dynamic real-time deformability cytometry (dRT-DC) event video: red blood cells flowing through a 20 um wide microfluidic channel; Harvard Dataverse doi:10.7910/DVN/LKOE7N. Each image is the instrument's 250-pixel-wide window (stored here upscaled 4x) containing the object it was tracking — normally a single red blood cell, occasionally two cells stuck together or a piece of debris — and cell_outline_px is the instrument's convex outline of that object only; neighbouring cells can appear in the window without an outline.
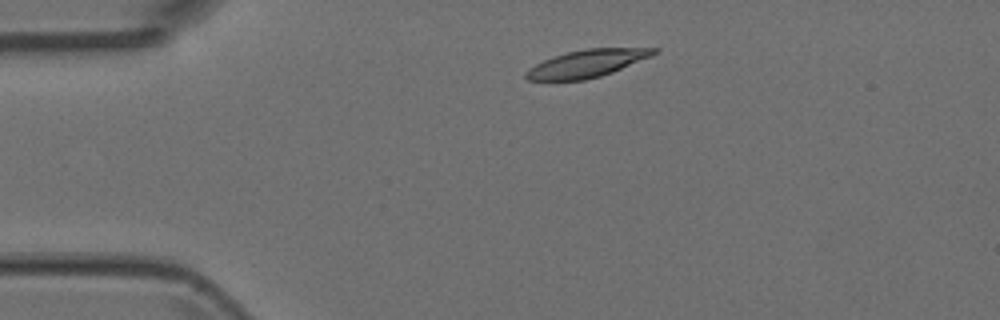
{"species": "Egyptian fruit bat (a non-hibernating species)", "species_latin": "Rousettus aegyptiacus", "temperature_condition": "room temperature", "stored_images_in_passage": 3, "camera_frame_rate_fps": 3000, "um_per_image_px": 0.085, "animal": {"sex": "female"}, "frame": {"image": 1, "passage_image": 2, "time_ms": 0.333, "image_size_px": [1000, 320], "cell_outline_px": [[656, 52], [652, 56], [612, 72], [600, 76], [584, 80], [528, 80], [524, 76], [524, 72], [528, 68], [544, 60], [568, 52], [584, 48], [656, 48]], "centroid_in_image_um": [49.86, 5.4], "position_along_channel_um": 35.1, "area_um2": 20.23}}